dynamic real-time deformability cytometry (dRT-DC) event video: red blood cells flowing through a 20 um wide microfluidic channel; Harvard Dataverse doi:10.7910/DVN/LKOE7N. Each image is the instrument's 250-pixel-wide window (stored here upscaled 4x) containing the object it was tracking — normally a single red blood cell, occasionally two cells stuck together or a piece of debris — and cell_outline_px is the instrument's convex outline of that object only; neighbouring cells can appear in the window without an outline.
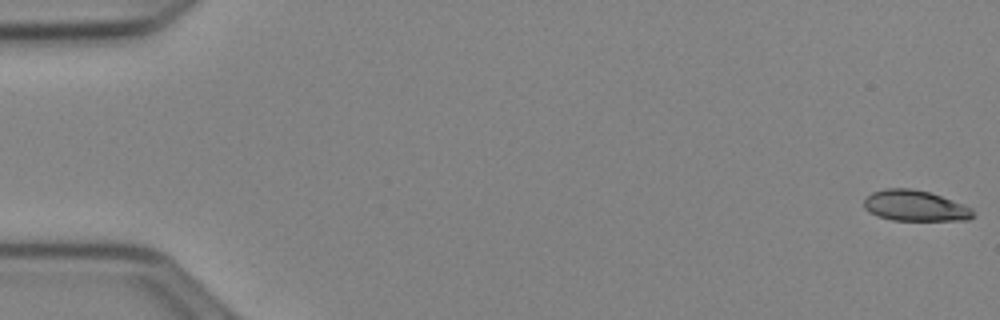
{"species": "Egyptian fruit bat (a non-hibernating species)", "species_latin": "Rousettus aegyptiacus", "temperature_condition": "cold", "stored_images_in_passage": 24, "camera_frame_rate_fps": 3000, "um_per_image_px": 0.085, "animal": {"sex": "female"}, "frame": {"image": 1, "passage_image": 1, "time_ms": 0.0, "image_size_px": [1000, 320], "cell_outline_px": [[976, 216], [968, 220], [892, 220], [876, 216], [868, 212], [864, 208], [864, 200], [872, 192], [884, 188], [912, 188], [928, 192], [964, 204], [972, 208]], "centroid_in_image_um": [77.78, 17.49], "position_along_channel_um": 7.2, "area_um2": 19.71}}
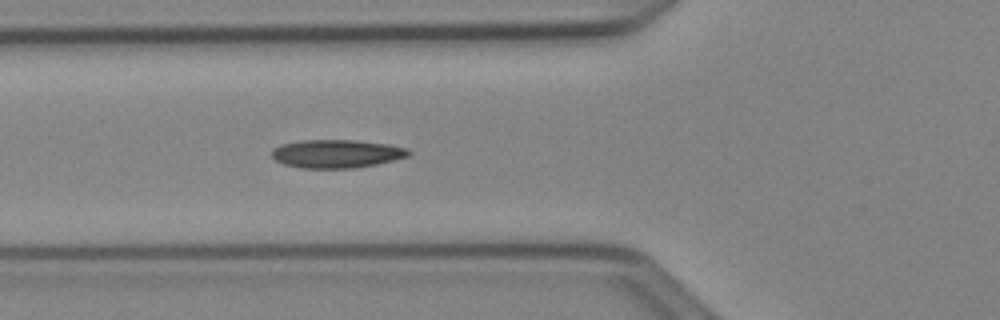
{"frame": {"image": 2, "passage_image": 20, "time_ms": 6.333, "image_size_px": [1000, 320], "cell_outline_px": [[412, 152], [408, 156], [376, 164], [356, 168], [300, 168], [284, 164], [276, 160], [272, 156], [272, 148], [280, 144], [300, 140], [356, 140], [388, 144], [404, 148]], "centroid_in_image_um": [28.57, 13.06], "position_along_channel_um": 97.2, "area_um2": 22.54}}
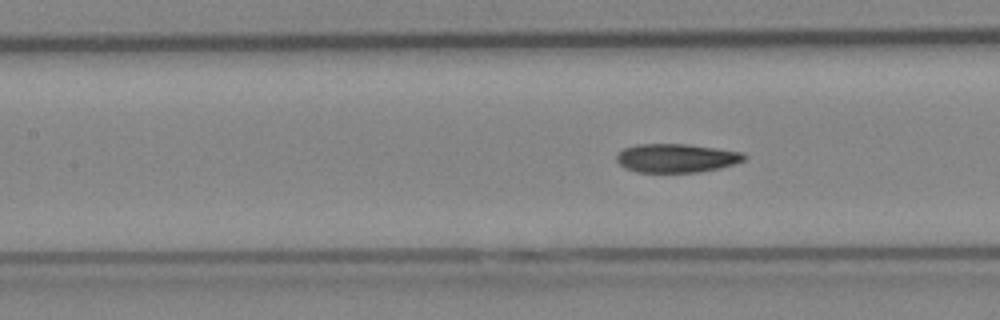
{"frame": {"image": 3, "passage_image": 24, "time_ms": 7.667, "image_size_px": [1000, 320], "cell_outline_px": [[748, 156], [744, 160], [720, 168], [696, 172], [636, 172], [624, 168], [616, 160], [616, 156], [624, 148], [636, 144], [688, 144], [716, 148], [740, 152]], "centroid_in_image_um": [57.46, 13.43], "position_along_channel_um": 149.9, "area_um2": 21.27}}